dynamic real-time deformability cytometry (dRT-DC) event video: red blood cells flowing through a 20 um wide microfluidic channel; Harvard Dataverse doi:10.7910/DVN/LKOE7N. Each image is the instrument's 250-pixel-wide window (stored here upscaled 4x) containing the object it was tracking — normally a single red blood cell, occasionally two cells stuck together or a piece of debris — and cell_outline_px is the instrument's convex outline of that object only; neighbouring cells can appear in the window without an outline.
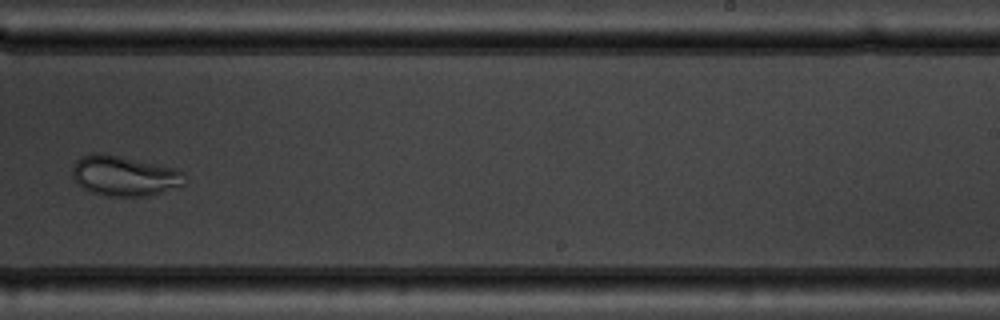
{"species": "common noctule bat (a hibernating species)", "species_latin": "Nyctalus noctula", "temperature_condition": "warm", "stored_images_in_passage": 10, "camera_frame_rate_fps": 3000, "um_per_image_px": 0.085, "animal": {"sex": "male", "body_mass_g": 19.5, "forearm_length_mm": 54.6}, "frame": {"image": 1, "passage_image": 10, "time_ms": 11.333, "image_size_px": [1000, 320], "cell_outline_px": [[184, 184], [148, 196], [104, 196], [92, 192], [76, 184], [72, 176], [72, 164], [76, 160], [92, 152], [104, 152], [172, 168], [184, 172]], "centroid_in_image_um": [10.49, 14.94], "position_along_channel_um": 278.5, "area_um2": 26.24}}